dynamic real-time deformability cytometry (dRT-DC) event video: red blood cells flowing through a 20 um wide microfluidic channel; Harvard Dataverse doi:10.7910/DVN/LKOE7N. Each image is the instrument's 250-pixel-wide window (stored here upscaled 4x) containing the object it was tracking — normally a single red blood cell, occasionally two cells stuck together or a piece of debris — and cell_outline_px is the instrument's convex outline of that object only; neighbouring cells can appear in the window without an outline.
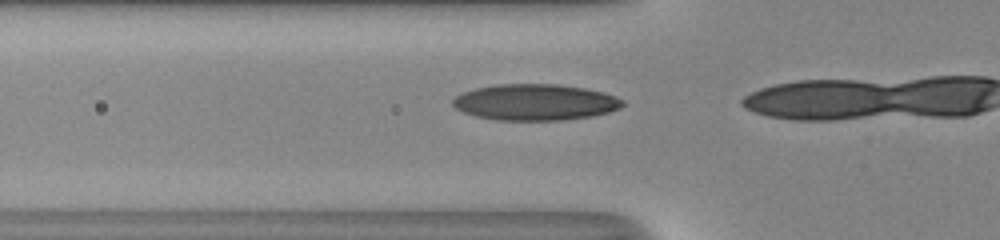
{"species": "human", "species_latin": "Homo sapiens", "temperature_condition": "room temperature", "stored_images_in_passage": 18, "camera_frame_rate_fps": 3000, "um_per_image_px": 0.085, "donor": {"sex": "male"}, "frame": {"image": 1, "passage_image": 16, "time_ms": 5.0, "image_size_px": [1000, 240], "cell_outline_px": [[624, 104], [620, 108], [608, 112], [592, 116], [564, 120], [496, 120], [476, 116], [464, 112], [456, 108], [452, 104], [452, 100], [460, 92], [476, 88], [496, 84], [556, 84], [584, 88], [604, 92], [616, 96], [624, 100]], "centroid_in_image_um": [45.49, 8.68], "position_along_channel_um": 80.3, "area_um2": 35.95}}